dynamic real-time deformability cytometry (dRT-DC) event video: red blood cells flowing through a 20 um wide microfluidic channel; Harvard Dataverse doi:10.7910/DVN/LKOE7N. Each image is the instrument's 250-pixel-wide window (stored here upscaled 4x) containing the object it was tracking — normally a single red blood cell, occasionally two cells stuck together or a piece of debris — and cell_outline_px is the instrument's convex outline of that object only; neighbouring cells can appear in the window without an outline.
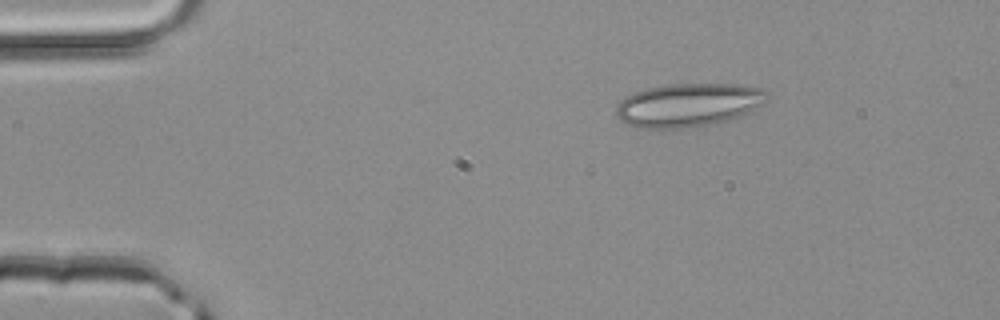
{"species": "common noctule bat (a hibernating species)", "species_latin": "Nyctalus noctula", "temperature_condition": "room temperature", "stored_images_in_passage": 43, "camera_frame_rate_fps": 3000, "um_per_image_px": 0.085, "animal": {"sex": "male", "body_mass_g": 20.4}, "frame": {"image": 1, "passage_image": 1, "time_ms": 0.0, "image_size_px": [1000, 320], "cell_outline_px": [[768, 100], [764, 104], [728, 120], [712, 124], [692, 128], [640, 128], [628, 124], [620, 120], [616, 116], [616, 108], [620, 100], [632, 92], [664, 84], [740, 84], [764, 88], [768, 92]], "centroid_in_image_um": [58.51, 8.91], "position_along_channel_um": 26.5, "area_um2": 38.55}}
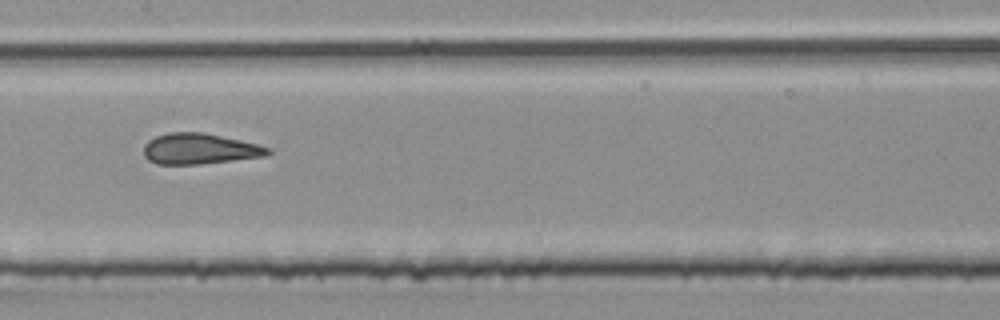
{"frame": {"image": 2, "passage_image": 18, "time_ms": 5.667, "image_size_px": [1000, 320], "cell_outline_px": [[272, 152], [268, 156], [200, 164], [156, 164], [148, 160], [144, 156], [144, 144], [148, 140], [156, 136], [168, 132], [204, 132], [240, 140], [256, 144], [268, 148]], "centroid_in_image_um": [16.94, 12.65], "position_along_channel_um": 190.5, "area_um2": 22.31}}
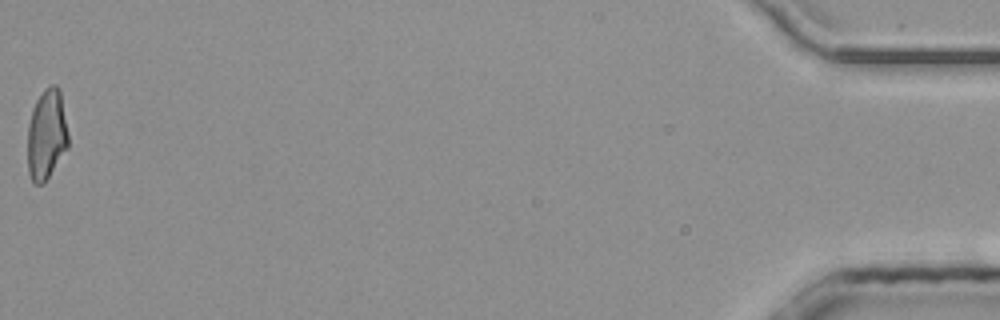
{"frame": {"image": 3, "passage_image": 43, "time_ms": 14.0, "image_size_px": [1000, 320], "cell_outline_px": [[68, 148], [44, 184], [32, 184], [28, 172], [28, 124], [32, 108], [36, 100], [44, 88], [52, 84], [56, 84], [60, 92], [68, 132]], "centroid_in_image_um": [3.95, 11.46], "position_along_channel_um": 431.2, "area_um2": 21.68}, "authors_computed_cell_mechanics": {"area_um2": 22.4264, "velocity_mm_per_s": 4.1416, "shape_relaxation_time_tau1_ms": 7.4287, "shape_relaxation_time_tau2_ms": 0.7873, "deformation_change_tau1": 0.1724, "deformation_change_tau2": 0.1105}}